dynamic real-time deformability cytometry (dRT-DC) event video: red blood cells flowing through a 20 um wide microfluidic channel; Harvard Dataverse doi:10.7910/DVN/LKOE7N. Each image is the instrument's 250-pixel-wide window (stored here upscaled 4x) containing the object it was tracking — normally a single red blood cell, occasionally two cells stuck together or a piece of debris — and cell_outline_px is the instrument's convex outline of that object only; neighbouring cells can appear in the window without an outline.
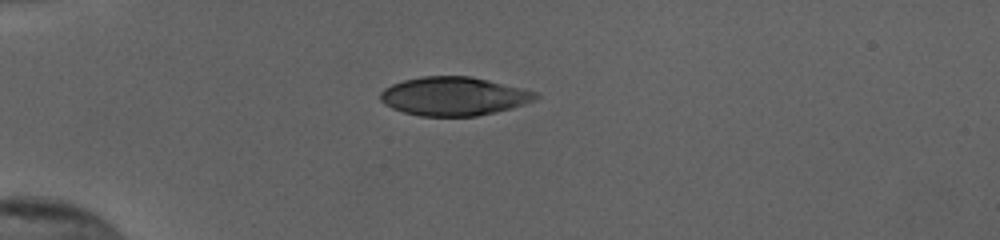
{"species": "human", "species_latin": "Homo sapiens", "temperature_condition": "cold", "stored_images_in_passage": 39, "camera_frame_rate_fps": 3000, "um_per_image_px": 0.085, "donor": {"sex": "female"}, "frame": {"image": 1, "passage_image": 1, "time_ms": 0.0, "image_size_px": [1000, 240], "cell_outline_px": [[540, 96], [524, 104], [512, 108], [496, 112], [476, 116], [420, 116], [404, 112], [392, 108], [384, 104], [380, 100], [380, 92], [384, 88], [392, 84], [404, 80], [424, 76], [472, 76], [536, 92]], "centroid_in_image_um": [38.54, 8.18], "position_along_channel_um": 46.5, "area_um2": 34.8}}
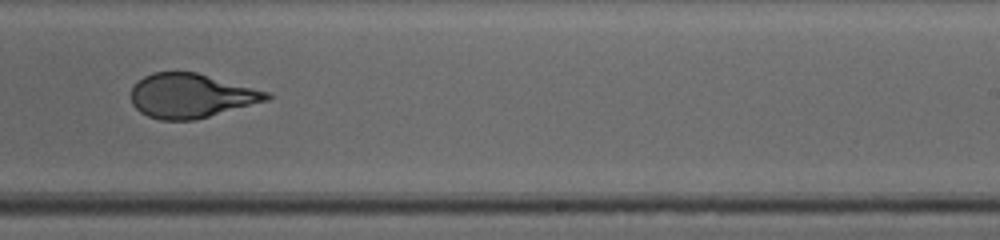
{"frame": {"image": 2, "passage_image": 21, "time_ms": 6.667, "image_size_px": [1000, 240], "cell_outline_px": [[272, 96], [268, 100], [208, 116], [192, 120], [160, 120], [148, 116], [140, 112], [132, 104], [132, 88], [144, 76], [152, 72], [196, 72], [272, 92]], "centroid_in_image_um": [16.26, 8.13], "position_along_channel_um": 272.7, "area_um2": 34.8}}
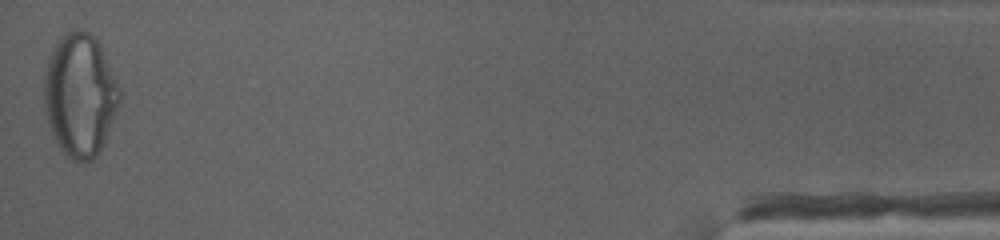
{"frame": {"image": 3, "passage_image": 39, "time_ms": 12.667, "image_size_px": [1000, 240], "cell_outline_px": [[120, 100], [100, 152], [92, 160], [72, 160], [60, 148], [48, 124], [44, 108], [44, 76], [48, 60], [60, 36], [68, 32], [80, 28], [88, 32], [100, 44], [120, 88]], "centroid_in_image_um": [6.79, 8.07], "position_along_channel_um": 428.4, "area_um2": 53.58}, "authors_computed_cell_mechanics": {"area_um2": 36.2984, "velocity_mm_per_s": 3.8771, "shape_relaxation_time_tau1_ms": 5.339, "shape_relaxation_time_tau2_ms": null, "deformation_change_tau1": 0.2177, "deformation_change_tau2": null}}